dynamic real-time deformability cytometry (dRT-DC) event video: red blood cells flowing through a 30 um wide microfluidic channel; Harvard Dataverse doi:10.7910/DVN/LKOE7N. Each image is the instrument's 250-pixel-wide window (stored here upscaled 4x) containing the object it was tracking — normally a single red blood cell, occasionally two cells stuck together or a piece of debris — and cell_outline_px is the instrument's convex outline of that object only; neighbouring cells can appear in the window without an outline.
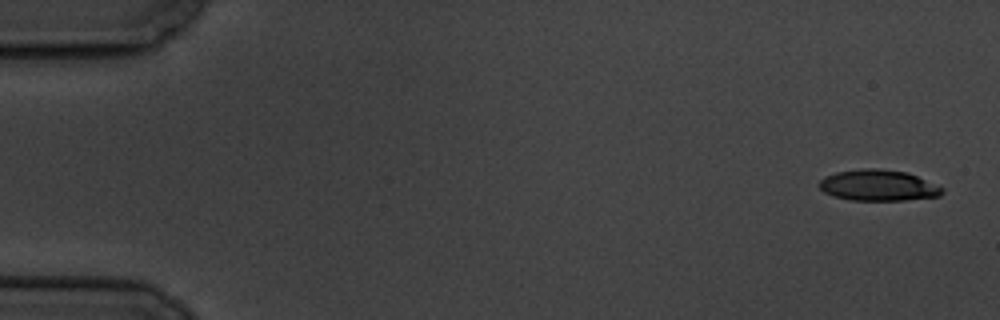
{"species": "common noctule bat (a hibernating species)", "species_latin": "Nyctalus noctula", "temperature_condition": "cold", "stored_images_in_passage": 5, "camera_frame_rate_fps": 3000, "um_per_image_px": 0.085, "animal": {"sex": "male", "body_mass_g": 19.5, "forearm_length_mm": 54.6}, "frame": {"image": 1, "passage_image": 1, "time_ms": 0.0, "image_size_px": [1000, 320], "cell_outline_px": [[944, 192], [940, 196], [904, 200], [852, 200], [832, 196], [824, 192], [816, 184], [820, 180], [836, 172], [864, 168], [880, 168], [908, 172], [944, 188]], "centroid_in_image_um": [74.65, 15.75], "position_along_channel_um": 10.3, "area_um2": 22.31}}
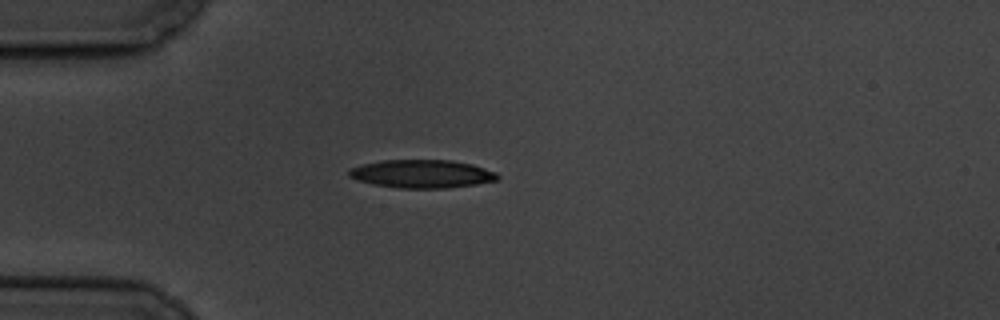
{"frame": {"image": 2, "passage_image": 5, "time_ms": 4.667, "image_size_px": [1000, 320], "cell_outline_px": [[500, 176], [496, 180], [476, 184], [448, 188], [400, 188], [372, 184], [348, 176], [348, 168], [360, 164], [380, 160], [452, 160], [472, 164], [496, 172]], "centroid_in_image_um": [35.83, 14.77], "position_along_channel_um": 49.2, "area_um2": 24.51}}